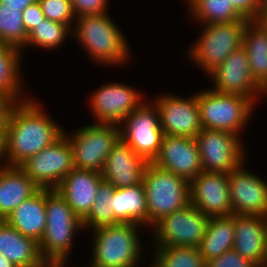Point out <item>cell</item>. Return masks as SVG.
Masks as SVG:
<instances>
[{"label": "cell", "instance_id": "cell-1", "mask_svg": "<svg viewBox=\"0 0 267 267\" xmlns=\"http://www.w3.org/2000/svg\"><path fill=\"white\" fill-rule=\"evenodd\" d=\"M36 100L30 97L17 102L10 111L4 139L7 166H20L63 135L64 128Z\"/></svg>", "mask_w": 267, "mask_h": 267}, {"label": "cell", "instance_id": "cell-25", "mask_svg": "<svg viewBox=\"0 0 267 267\" xmlns=\"http://www.w3.org/2000/svg\"><path fill=\"white\" fill-rule=\"evenodd\" d=\"M113 213L119 223H131L148 227V209L143 183L114 188ZM146 226V227H145Z\"/></svg>", "mask_w": 267, "mask_h": 267}, {"label": "cell", "instance_id": "cell-16", "mask_svg": "<svg viewBox=\"0 0 267 267\" xmlns=\"http://www.w3.org/2000/svg\"><path fill=\"white\" fill-rule=\"evenodd\" d=\"M243 162L228 174L233 214L267 217V181L245 169Z\"/></svg>", "mask_w": 267, "mask_h": 267}, {"label": "cell", "instance_id": "cell-5", "mask_svg": "<svg viewBox=\"0 0 267 267\" xmlns=\"http://www.w3.org/2000/svg\"><path fill=\"white\" fill-rule=\"evenodd\" d=\"M148 209V227L162 217L191 203L190 184L185 178L148 163L142 178Z\"/></svg>", "mask_w": 267, "mask_h": 267}, {"label": "cell", "instance_id": "cell-9", "mask_svg": "<svg viewBox=\"0 0 267 267\" xmlns=\"http://www.w3.org/2000/svg\"><path fill=\"white\" fill-rule=\"evenodd\" d=\"M210 217L189 204L165 217L152 227L154 247H199Z\"/></svg>", "mask_w": 267, "mask_h": 267}, {"label": "cell", "instance_id": "cell-33", "mask_svg": "<svg viewBox=\"0 0 267 267\" xmlns=\"http://www.w3.org/2000/svg\"><path fill=\"white\" fill-rule=\"evenodd\" d=\"M154 256L164 267H206L199 247H157Z\"/></svg>", "mask_w": 267, "mask_h": 267}, {"label": "cell", "instance_id": "cell-13", "mask_svg": "<svg viewBox=\"0 0 267 267\" xmlns=\"http://www.w3.org/2000/svg\"><path fill=\"white\" fill-rule=\"evenodd\" d=\"M90 96L92 118L97 120L94 123L104 124L120 125L146 101L136 88L116 82L102 84Z\"/></svg>", "mask_w": 267, "mask_h": 267}, {"label": "cell", "instance_id": "cell-3", "mask_svg": "<svg viewBox=\"0 0 267 267\" xmlns=\"http://www.w3.org/2000/svg\"><path fill=\"white\" fill-rule=\"evenodd\" d=\"M46 228L38 243L46 263L66 264L77 232L84 231L83 221L56 189H46ZM81 229V230H80Z\"/></svg>", "mask_w": 267, "mask_h": 267}, {"label": "cell", "instance_id": "cell-36", "mask_svg": "<svg viewBox=\"0 0 267 267\" xmlns=\"http://www.w3.org/2000/svg\"><path fill=\"white\" fill-rule=\"evenodd\" d=\"M206 267H257V265L231 249L207 262Z\"/></svg>", "mask_w": 267, "mask_h": 267}, {"label": "cell", "instance_id": "cell-15", "mask_svg": "<svg viewBox=\"0 0 267 267\" xmlns=\"http://www.w3.org/2000/svg\"><path fill=\"white\" fill-rule=\"evenodd\" d=\"M208 77L213 79L214 84L210 89L220 93L239 94L255 104L256 100L267 95L253 79L248 55L243 47L232 52Z\"/></svg>", "mask_w": 267, "mask_h": 267}, {"label": "cell", "instance_id": "cell-14", "mask_svg": "<svg viewBox=\"0 0 267 267\" xmlns=\"http://www.w3.org/2000/svg\"><path fill=\"white\" fill-rule=\"evenodd\" d=\"M163 94H158L152 101L159 109L160 127L164 135L196 138L203 129L197 93L191 97Z\"/></svg>", "mask_w": 267, "mask_h": 267}, {"label": "cell", "instance_id": "cell-21", "mask_svg": "<svg viewBox=\"0 0 267 267\" xmlns=\"http://www.w3.org/2000/svg\"><path fill=\"white\" fill-rule=\"evenodd\" d=\"M102 181L100 172L74 168L56 190L65 198L73 212L83 220L93 207Z\"/></svg>", "mask_w": 267, "mask_h": 267}, {"label": "cell", "instance_id": "cell-17", "mask_svg": "<svg viewBox=\"0 0 267 267\" xmlns=\"http://www.w3.org/2000/svg\"><path fill=\"white\" fill-rule=\"evenodd\" d=\"M151 163L189 182L203 172L196 138L164 135L159 152Z\"/></svg>", "mask_w": 267, "mask_h": 267}, {"label": "cell", "instance_id": "cell-31", "mask_svg": "<svg viewBox=\"0 0 267 267\" xmlns=\"http://www.w3.org/2000/svg\"><path fill=\"white\" fill-rule=\"evenodd\" d=\"M114 186L102 181L98 187L97 196L89 214L82 220L84 231L95 229L101 226L119 224L113 213L112 195Z\"/></svg>", "mask_w": 267, "mask_h": 267}, {"label": "cell", "instance_id": "cell-41", "mask_svg": "<svg viewBox=\"0 0 267 267\" xmlns=\"http://www.w3.org/2000/svg\"><path fill=\"white\" fill-rule=\"evenodd\" d=\"M4 139H5V125L0 124V167L5 165V162H2L4 159ZM2 160V161H1Z\"/></svg>", "mask_w": 267, "mask_h": 267}, {"label": "cell", "instance_id": "cell-18", "mask_svg": "<svg viewBox=\"0 0 267 267\" xmlns=\"http://www.w3.org/2000/svg\"><path fill=\"white\" fill-rule=\"evenodd\" d=\"M190 201L209 217L233 215L228 174L203 171L190 182Z\"/></svg>", "mask_w": 267, "mask_h": 267}, {"label": "cell", "instance_id": "cell-7", "mask_svg": "<svg viewBox=\"0 0 267 267\" xmlns=\"http://www.w3.org/2000/svg\"><path fill=\"white\" fill-rule=\"evenodd\" d=\"M250 20L201 25V37L188 50L189 61L206 74L218 67L232 52L243 45V34Z\"/></svg>", "mask_w": 267, "mask_h": 267}, {"label": "cell", "instance_id": "cell-35", "mask_svg": "<svg viewBox=\"0 0 267 267\" xmlns=\"http://www.w3.org/2000/svg\"><path fill=\"white\" fill-rule=\"evenodd\" d=\"M109 0H71L76 17L108 13Z\"/></svg>", "mask_w": 267, "mask_h": 267}, {"label": "cell", "instance_id": "cell-29", "mask_svg": "<svg viewBox=\"0 0 267 267\" xmlns=\"http://www.w3.org/2000/svg\"><path fill=\"white\" fill-rule=\"evenodd\" d=\"M195 22L203 25L229 23L245 19L229 0H185Z\"/></svg>", "mask_w": 267, "mask_h": 267}, {"label": "cell", "instance_id": "cell-19", "mask_svg": "<svg viewBox=\"0 0 267 267\" xmlns=\"http://www.w3.org/2000/svg\"><path fill=\"white\" fill-rule=\"evenodd\" d=\"M147 164L120 138L107 156L101 175L103 181L115 188L134 186L142 182Z\"/></svg>", "mask_w": 267, "mask_h": 267}, {"label": "cell", "instance_id": "cell-28", "mask_svg": "<svg viewBox=\"0 0 267 267\" xmlns=\"http://www.w3.org/2000/svg\"><path fill=\"white\" fill-rule=\"evenodd\" d=\"M22 54L16 47L0 44V92L7 93L16 103L31 97L22 92L25 90L20 72Z\"/></svg>", "mask_w": 267, "mask_h": 267}, {"label": "cell", "instance_id": "cell-12", "mask_svg": "<svg viewBox=\"0 0 267 267\" xmlns=\"http://www.w3.org/2000/svg\"><path fill=\"white\" fill-rule=\"evenodd\" d=\"M196 141L203 171L229 174L246 160V146L242 143V137L236 134L202 129Z\"/></svg>", "mask_w": 267, "mask_h": 267}, {"label": "cell", "instance_id": "cell-42", "mask_svg": "<svg viewBox=\"0 0 267 267\" xmlns=\"http://www.w3.org/2000/svg\"><path fill=\"white\" fill-rule=\"evenodd\" d=\"M256 21L262 26V28L267 32V6H263L260 14Z\"/></svg>", "mask_w": 267, "mask_h": 267}, {"label": "cell", "instance_id": "cell-24", "mask_svg": "<svg viewBox=\"0 0 267 267\" xmlns=\"http://www.w3.org/2000/svg\"><path fill=\"white\" fill-rule=\"evenodd\" d=\"M0 253L17 267H41L38 242L24 236L5 220H0Z\"/></svg>", "mask_w": 267, "mask_h": 267}, {"label": "cell", "instance_id": "cell-38", "mask_svg": "<svg viewBox=\"0 0 267 267\" xmlns=\"http://www.w3.org/2000/svg\"><path fill=\"white\" fill-rule=\"evenodd\" d=\"M22 16L24 27L27 33H29L33 28L36 27V25L45 19L41 5L38 1L24 9L22 11Z\"/></svg>", "mask_w": 267, "mask_h": 267}, {"label": "cell", "instance_id": "cell-6", "mask_svg": "<svg viewBox=\"0 0 267 267\" xmlns=\"http://www.w3.org/2000/svg\"><path fill=\"white\" fill-rule=\"evenodd\" d=\"M200 120L203 129L226 131L242 136L256 105L239 95L220 93L212 89L197 92Z\"/></svg>", "mask_w": 267, "mask_h": 267}, {"label": "cell", "instance_id": "cell-45", "mask_svg": "<svg viewBox=\"0 0 267 267\" xmlns=\"http://www.w3.org/2000/svg\"><path fill=\"white\" fill-rule=\"evenodd\" d=\"M65 265H67V264H54V263H50V267H68V266H65Z\"/></svg>", "mask_w": 267, "mask_h": 267}, {"label": "cell", "instance_id": "cell-8", "mask_svg": "<svg viewBox=\"0 0 267 267\" xmlns=\"http://www.w3.org/2000/svg\"><path fill=\"white\" fill-rule=\"evenodd\" d=\"M63 134L71 144L74 167L101 173L107 156L120 139V126L93 123L77 128L72 135L64 128Z\"/></svg>", "mask_w": 267, "mask_h": 267}, {"label": "cell", "instance_id": "cell-32", "mask_svg": "<svg viewBox=\"0 0 267 267\" xmlns=\"http://www.w3.org/2000/svg\"><path fill=\"white\" fill-rule=\"evenodd\" d=\"M27 36L22 11L19 8L3 7L0 3V44L22 51L26 46Z\"/></svg>", "mask_w": 267, "mask_h": 267}, {"label": "cell", "instance_id": "cell-20", "mask_svg": "<svg viewBox=\"0 0 267 267\" xmlns=\"http://www.w3.org/2000/svg\"><path fill=\"white\" fill-rule=\"evenodd\" d=\"M233 249L257 266L267 262V220L260 215L234 214Z\"/></svg>", "mask_w": 267, "mask_h": 267}, {"label": "cell", "instance_id": "cell-47", "mask_svg": "<svg viewBox=\"0 0 267 267\" xmlns=\"http://www.w3.org/2000/svg\"><path fill=\"white\" fill-rule=\"evenodd\" d=\"M41 267H50V263H45Z\"/></svg>", "mask_w": 267, "mask_h": 267}, {"label": "cell", "instance_id": "cell-34", "mask_svg": "<svg viewBox=\"0 0 267 267\" xmlns=\"http://www.w3.org/2000/svg\"><path fill=\"white\" fill-rule=\"evenodd\" d=\"M46 19L74 26L76 16L73 11L71 0H38Z\"/></svg>", "mask_w": 267, "mask_h": 267}, {"label": "cell", "instance_id": "cell-2", "mask_svg": "<svg viewBox=\"0 0 267 267\" xmlns=\"http://www.w3.org/2000/svg\"><path fill=\"white\" fill-rule=\"evenodd\" d=\"M111 19L108 13L76 17L72 29L77 43L102 67L128 64L131 56L126 36Z\"/></svg>", "mask_w": 267, "mask_h": 267}, {"label": "cell", "instance_id": "cell-11", "mask_svg": "<svg viewBox=\"0 0 267 267\" xmlns=\"http://www.w3.org/2000/svg\"><path fill=\"white\" fill-rule=\"evenodd\" d=\"M19 167L40 189H57L65 176L75 168L71 144L63 134Z\"/></svg>", "mask_w": 267, "mask_h": 267}, {"label": "cell", "instance_id": "cell-4", "mask_svg": "<svg viewBox=\"0 0 267 267\" xmlns=\"http://www.w3.org/2000/svg\"><path fill=\"white\" fill-rule=\"evenodd\" d=\"M141 225L119 223L93 229L89 266L138 267L142 252L139 229Z\"/></svg>", "mask_w": 267, "mask_h": 267}, {"label": "cell", "instance_id": "cell-26", "mask_svg": "<svg viewBox=\"0 0 267 267\" xmlns=\"http://www.w3.org/2000/svg\"><path fill=\"white\" fill-rule=\"evenodd\" d=\"M242 47L247 52L253 79L267 93V32L256 20L247 23Z\"/></svg>", "mask_w": 267, "mask_h": 267}, {"label": "cell", "instance_id": "cell-40", "mask_svg": "<svg viewBox=\"0 0 267 267\" xmlns=\"http://www.w3.org/2000/svg\"><path fill=\"white\" fill-rule=\"evenodd\" d=\"M38 0H0L3 7L19 8V11H23L29 5L36 3Z\"/></svg>", "mask_w": 267, "mask_h": 267}, {"label": "cell", "instance_id": "cell-44", "mask_svg": "<svg viewBox=\"0 0 267 267\" xmlns=\"http://www.w3.org/2000/svg\"><path fill=\"white\" fill-rule=\"evenodd\" d=\"M153 258H151V264L149 267H164L154 256H152Z\"/></svg>", "mask_w": 267, "mask_h": 267}, {"label": "cell", "instance_id": "cell-37", "mask_svg": "<svg viewBox=\"0 0 267 267\" xmlns=\"http://www.w3.org/2000/svg\"><path fill=\"white\" fill-rule=\"evenodd\" d=\"M233 7L246 19L256 20L263 7L262 0H229Z\"/></svg>", "mask_w": 267, "mask_h": 267}, {"label": "cell", "instance_id": "cell-30", "mask_svg": "<svg viewBox=\"0 0 267 267\" xmlns=\"http://www.w3.org/2000/svg\"><path fill=\"white\" fill-rule=\"evenodd\" d=\"M68 34L72 36V29L68 25L45 18L28 33L26 46L22 52L33 45L54 51L61 45L63 46Z\"/></svg>", "mask_w": 267, "mask_h": 267}, {"label": "cell", "instance_id": "cell-27", "mask_svg": "<svg viewBox=\"0 0 267 267\" xmlns=\"http://www.w3.org/2000/svg\"><path fill=\"white\" fill-rule=\"evenodd\" d=\"M234 233V214L210 217L205 236L199 245L204 261L207 263L233 249Z\"/></svg>", "mask_w": 267, "mask_h": 267}, {"label": "cell", "instance_id": "cell-46", "mask_svg": "<svg viewBox=\"0 0 267 267\" xmlns=\"http://www.w3.org/2000/svg\"><path fill=\"white\" fill-rule=\"evenodd\" d=\"M257 267H267V262L266 263H262L261 265H258Z\"/></svg>", "mask_w": 267, "mask_h": 267}, {"label": "cell", "instance_id": "cell-48", "mask_svg": "<svg viewBox=\"0 0 267 267\" xmlns=\"http://www.w3.org/2000/svg\"><path fill=\"white\" fill-rule=\"evenodd\" d=\"M263 6H267V0H262Z\"/></svg>", "mask_w": 267, "mask_h": 267}, {"label": "cell", "instance_id": "cell-22", "mask_svg": "<svg viewBox=\"0 0 267 267\" xmlns=\"http://www.w3.org/2000/svg\"><path fill=\"white\" fill-rule=\"evenodd\" d=\"M40 188L19 166L0 167V220H5Z\"/></svg>", "mask_w": 267, "mask_h": 267}, {"label": "cell", "instance_id": "cell-23", "mask_svg": "<svg viewBox=\"0 0 267 267\" xmlns=\"http://www.w3.org/2000/svg\"><path fill=\"white\" fill-rule=\"evenodd\" d=\"M46 189H39L34 195L17 206L5 221L24 236L40 242L46 228Z\"/></svg>", "mask_w": 267, "mask_h": 267}, {"label": "cell", "instance_id": "cell-39", "mask_svg": "<svg viewBox=\"0 0 267 267\" xmlns=\"http://www.w3.org/2000/svg\"><path fill=\"white\" fill-rule=\"evenodd\" d=\"M16 102L4 92H0V124L5 125L8 120L10 111Z\"/></svg>", "mask_w": 267, "mask_h": 267}, {"label": "cell", "instance_id": "cell-43", "mask_svg": "<svg viewBox=\"0 0 267 267\" xmlns=\"http://www.w3.org/2000/svg\"><path fill=\"white\" fill-rule=\"evenodd\" d=\"M0 267H17L10 260H8L2 253H0Z\"/></svg>", "mask_w": 267, "mask_h": 267}, {"label": "cell", "instance_id": "cell-10", "mask_svg": "<svg viewBox=\"0 0 267 267\" xmlns=\"http://www.w3.org/2000/svg\"><path fill=\"white\" fill-rule=\"evenodd\" d=\"M119 126L120 138L151 163L159 152L164 136L159 109L152 99L132 111Z\"/></svg>", "mask_w": 267, "mask_h": 267}]
</instances>
